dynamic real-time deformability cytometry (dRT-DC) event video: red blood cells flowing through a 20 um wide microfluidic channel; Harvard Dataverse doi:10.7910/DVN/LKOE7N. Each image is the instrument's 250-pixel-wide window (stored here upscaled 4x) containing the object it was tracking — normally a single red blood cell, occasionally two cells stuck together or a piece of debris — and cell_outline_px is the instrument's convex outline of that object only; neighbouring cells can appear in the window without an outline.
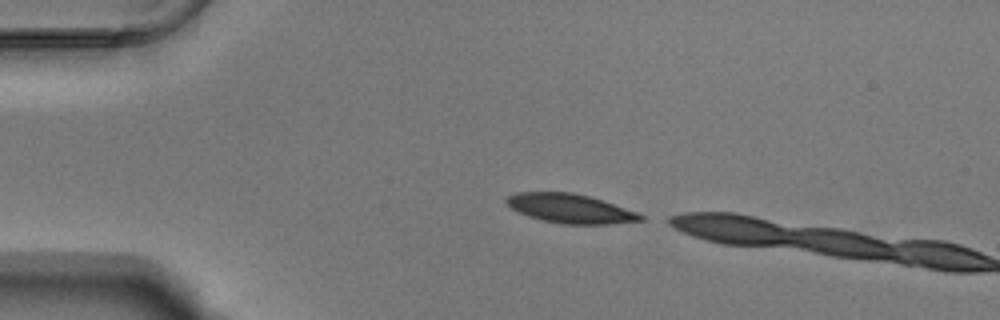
{"species": "Egyptian fruit bat (a non-hibernating species)", "species_latin": "Rousettus aegyptiacus", "temperature_condition": "warm", "stored_images_in_passage": 3, "camera_frame_rate_fps": 3000, "um_per_image_px": 0.085, "animal": {"sex": "male"}, "frame": {"image": 1, "passage_image": 1, "time_ms": 0.0, "image_size_px": [1000, 320], "cell_outline_px": [[644, 220], [608, 224], [564, 224], [540, 220], [528, 216], [512, 208], [504, 200], [508, 196], [516, 192], [572, 192], [588, 196], [636, 212], [644, 216]], "centroid_in_image_um": [48.43, 17.72], "position_along_channel_um": 36.6, "area_um2": 22.48}}